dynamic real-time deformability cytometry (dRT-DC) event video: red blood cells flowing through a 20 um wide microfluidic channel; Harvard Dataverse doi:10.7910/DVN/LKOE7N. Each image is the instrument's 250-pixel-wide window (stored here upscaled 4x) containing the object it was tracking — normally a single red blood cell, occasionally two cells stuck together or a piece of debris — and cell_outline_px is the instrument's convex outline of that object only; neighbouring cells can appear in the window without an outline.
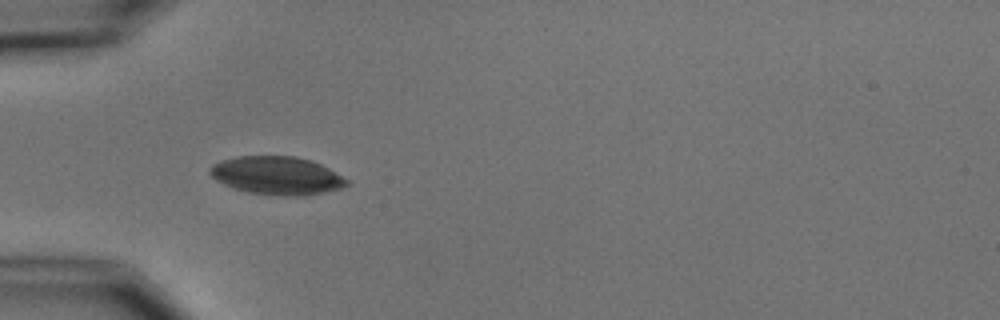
{"species": "common noctule bat (a hibernating species)", "species_latin": "Nyctalus noctula", "temperature_condition": "cold", "stored_images_in_passage": 6, "camera_frame_rate_fps": 3000, "um_per_image_px": 0.085, "animal": {"sex": "male", "body_mass_g": 15.6}, "frame": {"image": 1, "passage_image": 5, "time_ms": 5.667, "image_size_px": [1000, 320], "cell_outline_px": [[348, 184], [340, 188], [324, 192], [300, 196], [280, 196], [248, 192], [224, 184], [216, 180], [208, 172], [208, 168], [212, 164], [220, 160], [236, 156], [296, 156], [312, 160], [328, 168], [348, 180]], "centroid_in_image_um": [23.5, 14.91], "position_along_channel_um": 61.5, "area_um2": 30.4}}